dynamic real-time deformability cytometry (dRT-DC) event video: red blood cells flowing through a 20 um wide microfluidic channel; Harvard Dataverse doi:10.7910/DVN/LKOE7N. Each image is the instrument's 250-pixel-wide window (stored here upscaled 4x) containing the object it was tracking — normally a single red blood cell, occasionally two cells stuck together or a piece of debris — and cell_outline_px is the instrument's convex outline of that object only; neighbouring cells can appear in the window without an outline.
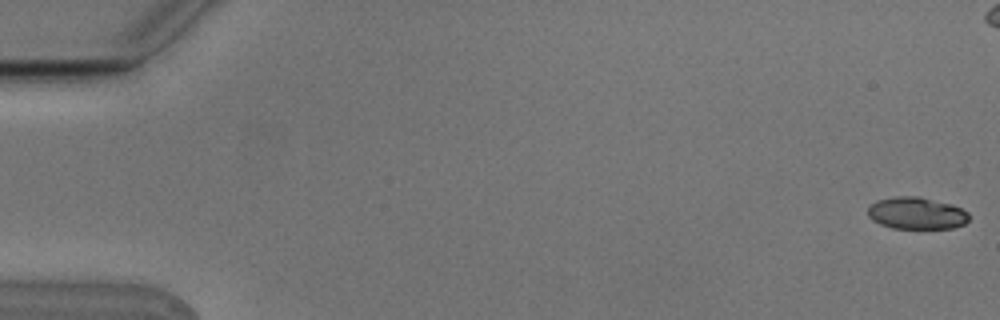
{"species": "Egyptian fruit bat (a non-hibernating species)", "species_latin": "Rousettus aegyptiacus", "temperature_condition": "cold", "stored_images_in_passage": 6, "camera_frame_rate_fps": 3000, "um_per_image_px": 0.085, "animal": {"sex": "male"}, "frame": {"image": 1, "passage_image": 1, "time_ms": 0.0, "image_size_px": [1000, 320], "cell_outline_px": [[968, 220], [964, 224], [952, 228], [892, 228], [880, 224], [872, 220], [868, 216], [868, 208], [876, 200], [896, 196], [920, 196], [952, 204], [968, 212]], "centroid_in_image_um": [77.89, 18.11], "position_along_channel_um": 7.1, "area_um2": 18.9}}